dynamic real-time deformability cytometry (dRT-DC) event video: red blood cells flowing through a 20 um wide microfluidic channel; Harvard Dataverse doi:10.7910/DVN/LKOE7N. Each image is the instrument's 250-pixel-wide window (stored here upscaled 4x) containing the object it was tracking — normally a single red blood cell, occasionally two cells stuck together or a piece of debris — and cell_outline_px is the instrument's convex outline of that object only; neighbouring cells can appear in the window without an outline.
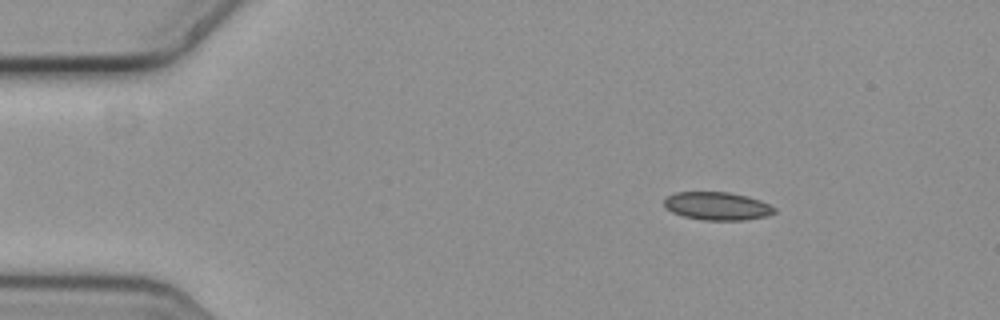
{"species": "common noctule bat (a hibernating species)", "species_latin": "Nyctalus noctula", "temperature_condition": "cold", "stored_images_in_passage": 57, "camera_frame_rate_fps": 3000, "um_per_image_px": 0.085, "animal": {"sex": "female", "body_mass_g": 19.3, "forearm_length_mm": 54.1}, "frame": {"image": 1, "passage_image": 8, "time_ms": 2.333, "image_size_px": [1000, 320], "cell_outline_px": [[776, 212], [768, 216], [744, 220], [700, 220], [684, 216], [672, 212], [664, 208], [664, 200], [668, 196], [676, 192], [728, 192], [760, 200], [776, 208]], "centroid_in_image_um": [60.95, 17.52], "position_along_channel_um": 24.0, "area_um2": 18.03}}
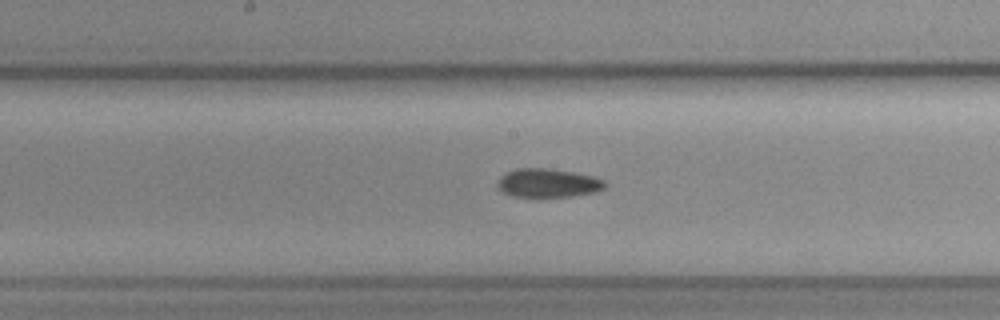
{"frame": {"image": 2, "passage_image": 29, "time_ms": 9.333, "image_size_px": [1000, 320], "cell_outline_px": [[608, 184], [604, 188], [596, 192], [572, 196], [540, 200], [512, 196], [496, 188], [496, 184], [500, 176], [516, 168], [548, 168], [572, 172], [592, 176], [604, 180]], "centroid_in_image_um": [46.54, 15.6], "position_along_channel_um": 201.7, "area_um2": 18.79}}
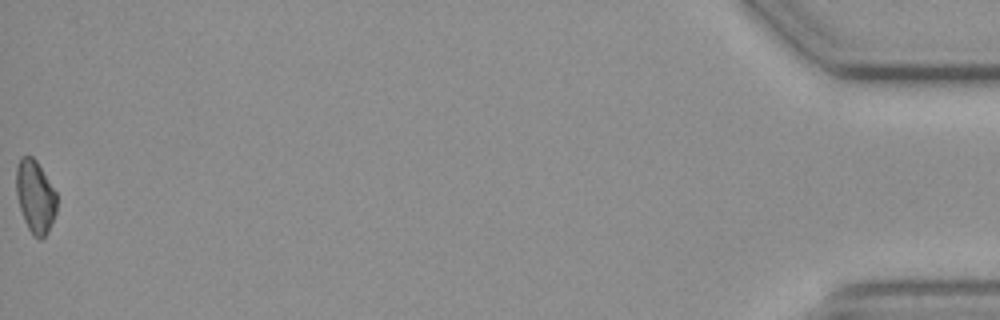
{"frame": {"image": 3, "passage_image": 57, "time_ms": 18.667, "image_size_px": [1000, 320], "cell_outline_px": [[56, 212], [48, 232], [40, 240], [32, 236], [24, 220], [20, 208], [16, 192], [16, 168], [20, 156], [32, 156], [36, 160], [56, 192]], "centroid_in_image_um": [2.99, 16.72], "position_along_channel_um": 432.2, "area_um2": 17.17}, "authors_computed_cell_mechanics": {"area_um2": 18.0914, "velocity_mm_per_s": 3.6225, "shape_relaxation_time_tau1_ms": 8.1624, "shape_relaxation_time_tau2_ms": 7.7333, "deformation_change_tau1": 0.091, "deformation_change_tau2": 0.1283}}